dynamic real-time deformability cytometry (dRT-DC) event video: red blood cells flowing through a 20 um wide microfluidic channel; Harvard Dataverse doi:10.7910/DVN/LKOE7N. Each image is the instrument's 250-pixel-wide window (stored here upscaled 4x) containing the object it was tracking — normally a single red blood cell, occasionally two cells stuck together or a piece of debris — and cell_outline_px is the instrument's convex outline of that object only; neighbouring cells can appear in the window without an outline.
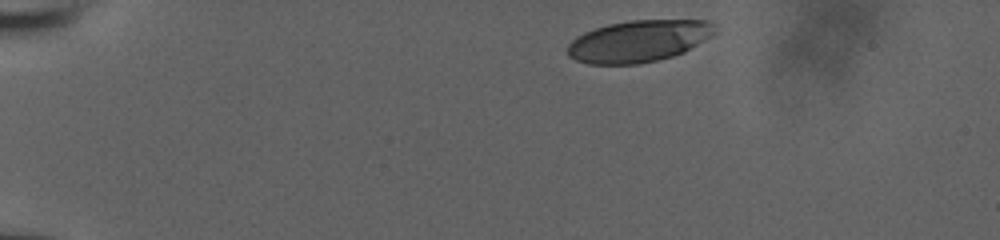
{"species": "human", "species_latin": "Homo sapiens", "temperature_condition": "room temperature", "stored_images_in_passage": 31, "camera_frame_rate_fps": 3000, "um_per_image_px": 0.085, "donor": {"sex": "male"}, "frame": {"image": 1, "passage_image": 1, "time_ms": 0.0, "image_size_px": [1000, 240], "cell_outline_px": [[716, 32], [712, 36], [684, 52], [672, 56], [640, 64], [588, 64], [576, 60], [568, 56], [568, 44], [576, 36], [584, 32], [608, 24], [628, 20], [708, 20], [716, 24]], "centroid_in_image_um": [54.3, 3.48], "position_along_channel_um": 30.7, "area_um2": 36.07}}
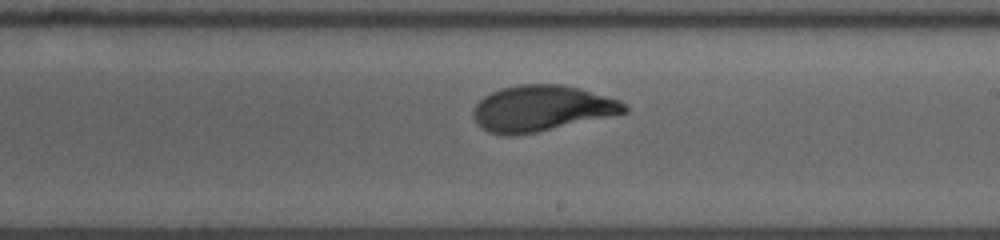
{"frame": {"image": 2, "passage_image": 18, "time_ms": 5.667, "image_size_px": [1000, 240], "cell_outline_px": [[628, 112], [536, 132], [516, 136], [504, 136], [488, 132], [476, 124], [472, 116], [472, 108], [484, 96], [500, 88], [516, 84], [564, 84], [580, 88], [620, 100], [628, 108]], "centroid_in_image_um": [45.98, 9.21], "position_along_channel_um": 243.0, "area_um2": 40.63}}
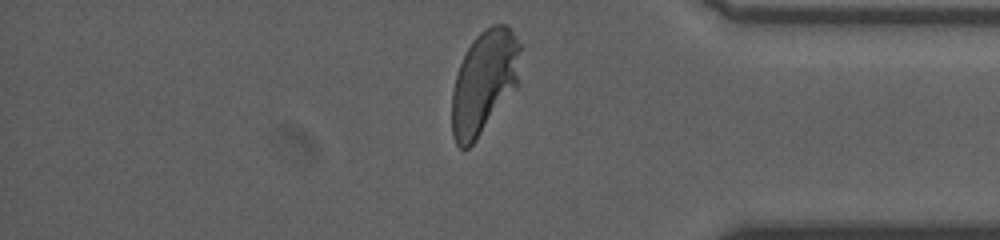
{"frame": {"image": 3, "passage_image": 30, "time_ms": 9.667, "image_size_px": [1000, 240], "cell_outline_px": [[520, 48], [516, 88], [472, 144], [468, 148], [460, 148], [456, 144], [452, 136], [452, 92], [456, 76], [460, 64], [472, 40], [484, 28], [492, 24], [504, 24], [516, 36], [520, 44]], "centroid_in_image_um": [41.13, 6.97], "position_along_channel_um": 394.1, "area_um2": 40.63}, "authors_computed_cell_mechanics": {"area_um2": 40.4022, "velocity_mm_per_s": 3.8562, "shape_relaxation_time_tau1_ms": 3.2577, "shape_relaxation_time_tau2_ms": null, "deformation_change_tau1": 0.1675, "deformation_change_tau2": null}}